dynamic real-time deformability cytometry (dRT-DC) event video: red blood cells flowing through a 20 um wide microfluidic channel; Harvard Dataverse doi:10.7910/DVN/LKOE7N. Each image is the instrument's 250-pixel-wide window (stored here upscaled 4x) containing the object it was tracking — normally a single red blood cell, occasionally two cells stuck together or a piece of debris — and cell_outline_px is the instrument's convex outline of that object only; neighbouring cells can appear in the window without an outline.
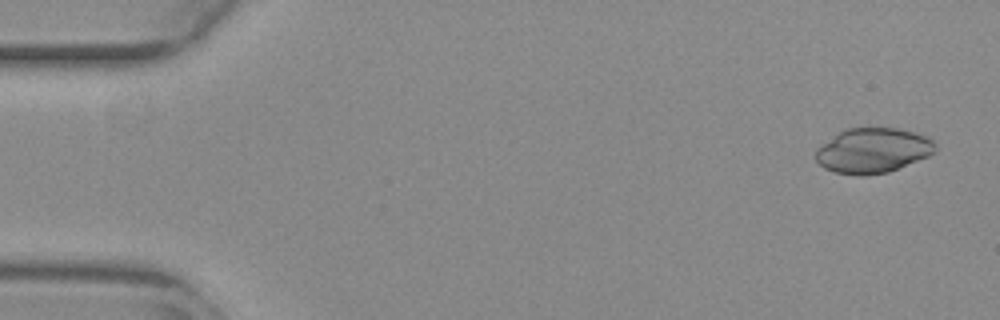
{"species": "common noctule bat (a hibernating species)", "species_latin": "Nyctalus noctula", "temperature_condition": "warm", "stored_images_in_passage": 16, "camera_frame_rate_fps": 3000, "um_per_image_px": 0.085, "animal": {"sex": "female", "body_mass_g": 29.2, "forearm_length_mm": 56.3}, "frame": {"image": 1, "passage_image": 3, "time_ms": 0.667, "image_size_px": [1000, 320], "cell_outline_px": [[936, 148], [928, 156], [900, 168], [888, 172], [864, 176], [860, 176], [836, 172], [824, 168], [816, 160], [816, 148], [840, 132], [848, 128], [896, 128], [928, 136], [936, 144]], "centroid_in_image_um": [74.2, 12.8], "position_along_channel_um": 10.8, "area_um2": 31.15}}